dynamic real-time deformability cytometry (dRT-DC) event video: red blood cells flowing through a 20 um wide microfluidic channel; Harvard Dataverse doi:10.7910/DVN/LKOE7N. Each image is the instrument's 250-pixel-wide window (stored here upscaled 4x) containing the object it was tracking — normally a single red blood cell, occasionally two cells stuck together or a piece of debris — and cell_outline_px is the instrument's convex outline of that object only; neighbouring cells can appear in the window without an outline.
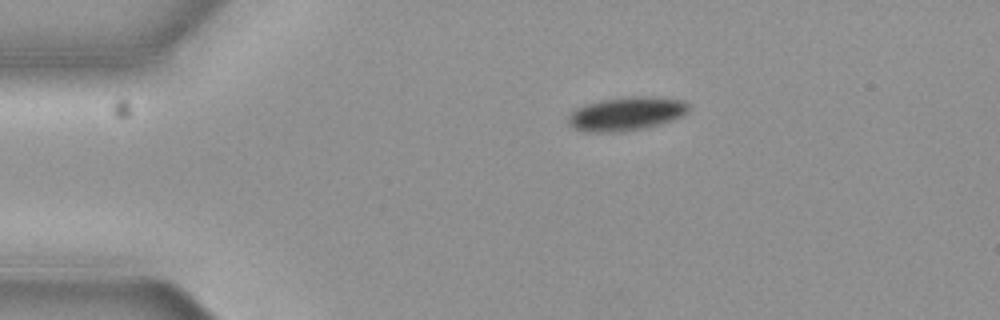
{"species": "common noctule bat (a hibernating species)", "species_latin": "Nyctalus noctula", "temperature_condition": "cold", "stored_images_in_passage": 5, "camera_frame_rate_fps": 3000, "um_per_image_px": 0.085, "animal": {"sex": "female", "body_mass_g": 19.3, "forearm_length_mm": 54.1}, "frame": {"image": 1, "passage_image": 1, "time_ms": 0.0, "image_size_px": [1000, 320], "cell_outline_px": [[688, 108], [680, 116], [672, 120], [660, 124], [640, 128], [612, 132], [588, 132], [576, 128], [568, 124], [568, 116], [576, 108], [600, 100], [636, 96], [652, 96], [680, 100], [688, 104]], "centroid_in_image_um": [53.2, 9.66], "position_along_channel_um": 31.8, "area_um2": 23.0}}
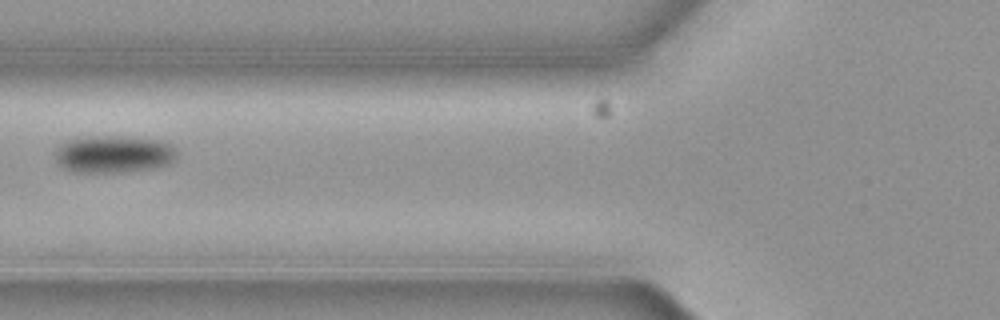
{"frame": {"image": 2, "passage_image": 4, "time_ms": 1.0, "image_size_px": [1000, 320], "cell_outline_px": [[176, 160], [168, 164], [152, 168], [120, 172], [72, 172], [56, 164], [52, 152], [60, 144], [68, 140], [88, 136], [120, 136], [160, 140], [172, 144], [176, 148]], "centroid_in_image_um": [9.61, 13.1], "position_along_channel_um": 116.2, "area_um2": 26.93}}
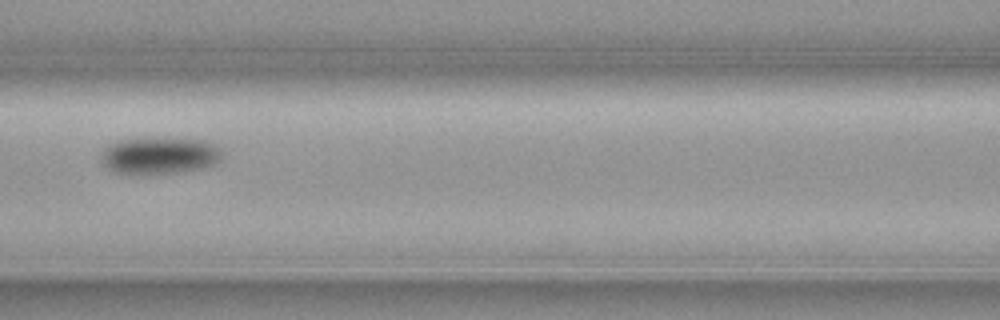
{"frame": {"image": 3, "passage_image": 5, "time_ms": 1.333, "image_size_px": [1000, 320], "cell_outline_px": [[220, 160], [212, 164], [200, 168], [180, 172], [116, 172], [108, 168], [100, 160], [100, 152], [108, 144], [120, 140], [140, 136], [152, 136], [204, 140], [220, 148]], "centroid_in_image_um": [13.5, 13.15], "position_along_channel_um": 153.1, "area_um2": 26.07}}